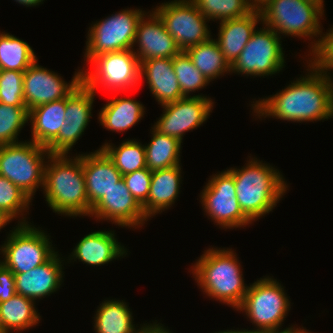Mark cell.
I'll use <instances>...</instances> for the list:
<instances>
[{
    "label": "cell",
    "instance_id": "1",
    "mask_svg": "<svg viewBox=\"0 0 333 333\" xmlns=\"http://www.w3.org/2000/svg\"><path fill=\"white\" fill-rule=\"evenodd\" d=\"M306 63L304 76L275 94L253 99L250 107L256 119L314 123L333 118V72L316 69L308 60Z\"/></svg>",
    "mask_w": 333,
    "mask_h": 333
},
{
    "label": "cell",
    "instance_id": "2",
    "mask_svg": "<svg viewBox=\"0 0 333 333\" xmlns=\"http://www.w3.org/2000/svg\"><path fill=\"white\" fill-rule=\"evenodd\" d=\"M43 194L48 207L68 217L88 216L92 210L86 191L82 158L50 154L44 167Z\"/></svg>",
    "mask_w": 333,
    "mask_h": 333
},
{
    "label": "cell",
    "instance_id": "3",
    "mask_svg": "<svg viewBox=\"0 0 333 333\" xmlns=\"http://www.w3.org/2000/svg\"><path fill=\"white\" fill-rule=\"evenodd\" d=\"M237 256L232 248L210 246L190 267V273L204 295L234 310L241 305L249 287Z\"/></svg>",
    "mask_w": 333,
    "mask_h": 333
},
{
    "label": "cell",
    "instance_id": "4",
    "mask_svg": "<svg viewBox=\"0 0 333 333\" xmlns=\"http://www.w3.org/2000/svg\"><path fill=\"white\" fill-rule=\"evenodd\" d=\"M241 168L229 167L236 198L243 213L254 223L277 206L289 186L282 172L270 163L249 156Z\"/></svg>",
    "mask_w": 333,
    "mask_h": 333
},
{
    "label": "cell",
    "instance_id": "5",
    "mask_svg": "<svg viewBox=\"0 0 333 333\" xmlns=\"http://www.w3.org/2000/svg\"><path fill=\"white\" fill-rule=\"evenodd\" d=\"M284 286L273 276H264L249 284L241 305L236 311L243 312L258 333H307L305 327L281 328L291 310L290 297ZM296 325V326H295Z\"/></svg>",
    "mask_w": 333,
    "mask_h": 333
},
{
    "label": "cell",
    "instance_id": "6",
    "mask_svg": "<svg viewBox=\"0 0 333 333\" xmlns=\"http://www.w3.org/2000/svg\"><path fill=\"white\" fill-rule=\"evenodd\" d=\"M259 10L262 23L276 31L280 37L311 41L308 44V56L317 48L323 32L320 20L324 19L325 13L319 4L306 0H269Z\"/></svg>",
    "mask_w": 333,
    "mask_h": 333
},
{
    "label": "cell",
    "instance_id": "7",
    "mask_svg": "<svg viewBox=\"0 0 333 333\" xmlns=\"http://www.w3.org/2000/svg\"><path fill=\"white\" fill-rule=\"evenodd\" d=\"M88 64L91 70L81 69V82L95 93L102 88L117 95L141 85L140 60L132 49L100 54Z\"/></svg>",
    "mask_w": 333,
    "mask_h": 333
},
{
    "label": "cell",
    "instance_id": "8",
    "mask_svg": "<svg viewBox=\"0 0 333 333\" xmlns=\"http://www.w3.org/2000/svg\"><path fill=\"white\" fill-rule=\"evenodd\" d=\"M24 141L0 145V176L33 200L37 189L43 190L44 167L50 153L44 146Z\"/></svg>",
    "mask_w": 333,
    "mask_h": 333
},
{
    "label": "cell",
    "instance_id": "9",
    "mask_svg": "<svg viewBox=\"0 0 333 333\" xmlns=\"http://www.w3.org/2000/svg\"><path fill=\"white\" fill-rule=\"evenodd\" d=\"M47 234L32 223L17 224L0 246V262L13 273H24L44 264L57 252Z\"/></svg>",
    "mask_w": 333,
    "mask_h": 333
},
{
    "label": "cell",
    "instance_id": "10",
    "mask_svg": "<svg viewBox=\"0 0 333 333\" xmlns=\"http://www.w3.org/2000/svg\"><path fill=\"white\" fill-rule=\"evenodd\" d=\"M146 13L142 9H122L90 25L84 53L85 66L103 53L133 48L138 21Z\"/></svg>",
    "mask_w": 333,
    "mask_h": 333
},
{
    "label": "cell",
    "instance_id": "11",
    "mask_svg": "<svg viewBox=\"0 0 333 333\" xmlns=\"http://www.w3.org/2000/svg\"><path fill=\"white\" fill-rule=\"evenodd\" d=\"M261 25L262 28L257 27L240 55L231 64V75L234 73L251 78H265L280 73L286 66L282 37L263 23Z\"/></svg>",
    "mask_w": 333,
    "mask_h": 333
},
{
    "label": "cell",
    "instance_id": "12",
    "mask_svg": "<svg viewBox=\"0 0 333 333\" xmlns=\"http://www.w3.org/2000/svg\"><path fill=\"white\" fill-rule=\"evenodd\" d=\"M208 179L200 192L204 214L224 230L250 226L253 222L243 213L236 198L234 176L224 170Z\"/></svg>",
    "mask_w": 333,
    "mask_h": 333
},
{
    "label": "cell",
    "instance_id": "13",
    "mask_svg": "<svg viewBox=\"0 0 333 333\" xmlns=\"http://www.w3.org/2000/svg\"><path fill=\"white\" fill-rule=\"evenodd\" d=\"M152 10L160 17L182 51L212 37L207 23L209 20L191 0H170Z\"/></svg>",
    "mask_w": 333,
    "mask_h": 333
},
{
    "label": "cell",
    "instance_id": "14",
    "mask_svg": "<svg viewBox=\"0 0 333 333\" xmlns=\"http://www.w3.org/2000/svg\"><path fill=\"white\" fill-rule=\"evenodd\" d=\"M213 100L207 95L194 94L162 105L163 113L153 127L160 133L175 137L183 143L186 132L197 129L207 121L214 108Z\"/></svg>",
    "mask_w": 333,
    "mask_h": 333
},
{
    "label": "cell",
    "instance_id": "15",
    "mask_svg": "<svg viewBox=\"0 0 333 333\" xmlns=\"http://www.w3.org/2000/svg\"><path fill=\"white\" fill-rule=\"evenodd\" d=\"M96 93L82 82L66 97L65 121L58 136L46 147L50 154H69L84 134Z\"/></svg>",
    "mask_w": 333,
    "mask_h": 333
},
{
    "label": "cell",
    "instance_id": "16",
    "mask_svg": "<svg viewBox=\"0 0 333 333\" xmlns=\"http://www.w3.org/2000/svg\"><path fill=\"white\" fill-rule=\"evenodd\" d=\"M79 68L71 82H66L58 72L39 65L38 59L32 63L23 77L24 103L28 111L39 105L66 98L81 83Z\"/></svg>",
    "mask_w": 333,
    "mask_h": 333
},
{
    "label": "cell",
    "instance_id": "17",
    "mask_svg": "<svg viewBox=\"0 0 333 333\" xmlns=\"http://www.w3.org/2000/svg\"><path fill=\"white\" fill-rule=\"evenodd\" d=\"M89 217L99 222L104 220L121 228H134V230L142 228L149 220L123 178L92 207Z\"/></svg>",
    "mask_w": 333,
    "mask_h": 333
},
{
    "label": "cell",
    "instance_id": "18",
    "mask_svg": "<svg viewBox=\"0 0 333 333\" xmlns=\"http://www.w3.org/2000/svg\"><path fill=\"white\" fill-rule=\"evenodd\" d=\"M132 51L141 61L153 58H174L182 50L166 30L160 17L151 10L138 21Z\"/></svg>",
    "mask_w": 333,
    "mask_h": 333
},
{
    "label": "cell",
    "instance_id": "19",
    "mask_svg": "<svg viewBox=\"0 0 333 333\" xmlns=\"http://www.w3.org/2000/svg\"><path fill=\"white\" fill-rule=\"evenodd\" d=\"M57 251L47 262L24 273H14L16 294L42 300L56 293L64 282L65 257ZM63 259V260H62ZM65 261V262H63Z\"/></svg>",
    "mask_w": 333,
    "mask_h": 333
},
{
    "label": "cell",
    "instance_id": "20",
    "mask_svg": "<svg viewBox=\"0 0 333 333\" xmlns=\"http://www.w3.org/2000/svg\"><path fill=\"white\" fill-rule=\"evenodd\" d=\"M126 255L128 250L117 240L114 230H99L81 238L66 261L70 263L78 260L83 264L98 267Z\"/></svg>",
    "mask_w": 333,
    "mask_h": 333
},
{
    "label": "cell",
    "instance_id": "21",
    "mask_svg": "<svg viewBox=\"0 0 333 333\" xmlns=\"http://www.w3.org/2000/svg\"><path fill=\"white\" fill-rule=\"evenodd\" d=\"M78 155L82 158L87 198L93 207L123 178V175L101 148Z\"/></svg>",
    "mask_w": 333,
    "mask_h": 333
},
{
    "label": "cell",
    "instance_id": "22",
    "mask_svg": "<svg viewBox=\"0 0 333 333\" xmlns=\"http://www.w3.org/2000/svg\"><path fill=\"white\" fill-rule=\"evenodd\" d=\"M141 83L145 79L152 97L159 105L176 102L185 96L176 78L173 58H153L140 61Z\"/></svg>",
    "mask_w": 333,
    "mask_h": 333
},
{
    "label": "cell",
    "instance_id": "23",
    "mask_svg": "<svg viewBox=\"0 0 333 333\" xmlns=\"http://www.w3.org/2000/svg\"><path fill=\"white\" fill-rule=\"evenodd\" d=\"M181 164L152 171L147 200L141 205L144 214L151 220L153 216L169 210L180 194L182 184Z\"/></svg>",
    "mask_w": 333,
    "mask_h": 333
},
{
    "label": "cell",
    "instance_id": "24",
    "mask_svg": "<svg viewBox=\"0 0 333 333\" xmlns=\"http://www.w3.org/2000/svg\"><path fill=\"white\" fill-rule=\"evenodd\" d=\"M259 22L262 23L259 9H254L240 18L219 22L218 37L215 40L230 65L240 55Z\"/></svg>",
    "mask_w": 333,
    "mask_h": 333
},
{
    "label": "cell",
    "instance_id": "25",
    "mask_svg": "<svg viewBox=\"0 0 333 333\" xmlns=\"http://www.w3.org/2000/svg\"><path fill=\"white\" fill-rule=\"evenodd\" d=\"M66 98L39 105L29 110L31 141L47 147L57 136L65 121Z\"/></svg>",
    "mask_w": 333,
    "mask_h": 333
},
{
    "label": "cell",
    "instance_id": "26",
    "mask_svg": "<svg viewBox=\"0 0 333 333\" xmlns=\"http://www.w3.org/2000/svg\"><path fill=\"white\" fill-rule=\"evenodd\" d=\"M145 107L140 101L131 98L113 96L98 114L103 128L112 132H127L144 118Z\"/></svg>",
    "mask_w": 333,
    "mask_h": 333
},
{
    "label": "cell",
    "instance_id": "27",
    "mask_svg": "<svg viewBox=\"0 0 333 333\" xmlns=\"http://www.w3.org/2000/svg\"><path fill=\"white\" fill-rule=\"evenodd\" d=\"M35 305V301L18 294L0 302V333H22L37 326L42 317Z\"/></svg>",
    "mask_w": 333,
    "mask_h": 333
},
{
    "label": "cell",
    "instance_id": "28",
    "mask_svg": "<svg viewBox=\"0 0 333 333\" xmlns=\"http://www.w3.org/2000/svg\"><path fill=\"white\" fill-rule=\"evenodd\" d=\"M96 310L95 333H139L140 328L134 324L133 313L125 300L105 299Z\"/></svg>",
    "mask_w": 333,
    "mask_h": 333
},
{
    "label": "cell",
    "instance_id": "29",
    "mask_svg": "<svg viewBox=\"0 0 333 333\" xmlns=\"http://www.w3.org/2000/svg\"><path fill=\"white\" fill-rule=\"evenodd\" d=\"M150 131L151 140L148 144H144L146 168L155 171L180 165L182 142L175 137L160 133L153 126Z\"/></svg>",
    "mask_w": 333,
    "mask_h": 333
},
{
    "label": "cell",
    "instance_id": "30",
    "mask_svg": "<svg viewBox=\"0 0 333 333\" xmlns=\"http://www.w3.org/2000/svg\"><path fill=\"white\" fill-rule=\"evenodd\" d=\"M185 52L195 67L210 82L218 79L220 76L231 74V65L225 59L218 43L213 37L198 45L189 47Z\"/></svg>",
    "mask_w": 333,
    "mask_h": 333
},
{
    "label": "cell",
    "instance_id": "31",
    "mask_svg": "<svg viewBox=\"0 0 333 333\" xmlns=\"http://www.w3.org/2000/svg\"><path fill=\"white\" fill-rule=\"evenodd\" d=\"M36 60L34 50L26 41L0 31V70L25 72Z\"/></svg>",
    "mask_w": 333,
    "mask_h": 333
},
{
    "label": "cell",
    "instance_id": "32",
    "mask_svg": "<svg viewBox=\"0 0 333 333\" xmlns=\"http://www.w3.org/2000/svg\"><path fill=\"white\" fill-rule=\"evenodd\" d=\"M112 160L122 175L146 168L145 146L137 139L123 140L117 147L113 143L105 142L100 147Z\"/></svg>",
    "mask_w": 333,
    "mask_h": 333
},
{
    "label": "cell",
    "instance_id": "33",
    "mask_svg": "<svg viewBox=\"0 0 333 333\" xmlns=\"http://www.w3.org/2000/svg\"><path fill=\"white\" fill-rule=\"evenodd\" d=\"M31 202L32 199L26 193L7 178L0 176V212L5 217L10 221L18 220V224L31 223L26 217L27 213L29 214Z\"/></svg>",
    "mask_w": 333,
    "mask_h": 333
},
{
    "label": "cell",
    "instance_id": "34",
    "mask_svg": "<svg viewBox=\"0 0 333 333\" xmlns=\"http://www.w3.org/2000/svg\"><path fill=\"white\" fill-rule=\"evenodd\" d=\"M209 21H224L246 16L254 9L247 0H191Z\"/></svg>",
    "mask_w": 333,
    "mask_h": 333
},
{
    "label": "cell",
    "instance_id": "35",
    "mask_svg": "<svg viewBox=\"0 0 333 333\" xmlns=\"http://www.w3.org/2000/svg\"><path fill=\"white\" fill-rule=\"evenodd\" d=\"M173 68L185 97H191L192 92H198L210 84V81L195 67L185 51H181L173 58Z\"/></svg>",
    "mask_w": 333,
    "mask_h": 333
},
{
    "label": "cell",
    "instance_id": "36",
    "mask_svg": "<svg viewBox=\"0 0 333 333\" xmlns=\"http://www.w3.org/2000/svg\"><path fill=\"white\" fill-rule=\"evenodd\" d=\"M26 106H12L0 103V145L21 142L19 134L29 124Z\"/></svg>",
    "mask_w": 333,
    "mask_h": 333
},
{
    "label": "cell",
    "instance_id": "37",
    "mask_svg": "<svg viewBox=\"0 0 333 333\" xmlns=\"http://www.w3.org/2000/svg\"><path fill=\"white\" fill-rule=\"evenodd\" d=\"M24 72L0 70V103L26 106L23 94Z\"/></svg>",
    "mask_w": 333,
    "mask_h": 333
},
{
    "label": "cell",
    "instance_id": "38",
    "mask_svg": "<svg viewBox=\"0 0 333 333\" xmlns=\"http://www.w3.org/2000/svg\"><path fill=\"white\" fill-rule=\"evenodd\" d=\"M306 57L303 58L316 69L333 72V25L326 32H322L317 48Z\"/></svg>",
    "mask_w": 333,
    "mask_h": 333
},
{
    "label": "cell",
    "instance_id": "39",
    "mask_svg": "<svg viewBox=\"0 0 333 333\" xmlns=\"http://www.w3.org/2000/svg\"><path fill=\"white\" fill-rule=\"evenodd\" d=\"M151 175L152 171L148 168H143L123 175V180L125 181L127 188L140 205H142L148 198Z\"/></svg>",
    "mask_w": 333,
    "mask_h": 333
},
{
    "label": "cell",
    "instance_id": "40",
    "mask_svg": "<svg viewBox=\"0 0 333 333\" xmlns=\"http://www.w3.org/2000/svg\"><path fill=\"white\" fill-rule=\"evenodd\" d=\"M16 294L14 273L0 262V302Z\"/></svg>",
    "mask_w": 333,
    "mask_h": 333
},
{
    "label": "cell",
    "instance_id": "41",
    "mask_svg": "<svg viewBox=\"0 0 333 333\" xmlns=\"http://www.w3.org/2000/svg\"><path fill=\"white\" fill-rule=\"evenodd\" d=\"M139 328V333H173L167 327H164L163 324L158 323L157 320L153 323L140 324Z\"/></svg>",
    "mask_w": 333,
    "mask_h": 333
},
{
    "label": "cell",
    "instance_id": "42",
    "mask_svg": "<svg viewBox=\"0 0 333 333\" xmlns=\"http://www.w3.org/2000/svg\"><path fill=\"white\" fill-rule=\"evenodd\" d=\"M14 1L25 7H36L39 6L40 4H43V1L45 0H14Z\"/></svg>",
    "mask_w": 333,
    "mask_h": 333
},
{
    "label": "cell",
    "instance_id": "43",
    "mask_svg": "<svg viewBox=\"0 0 333 333\" xmlns=\"http://www.w3.org/2000/svg\"><path fill=\"white\" fill-rule=\"evenodd\" d=\"M214 333H258V332H256L254 329L252 330H248V329H240L239 330V328H237L236 330H234V329H231V330H223V331H216V332H214Z\"/></svg>",
    "mask_w": 333,
    "mask_h": 333
},
{
    "label": "cell",
    "instance_id": "44",
    "mask_svg": "<svg viewBox=\"0 0 333 333\" xmlns=\"http://www.w3.org/2000/svg\"><path fill=\"white\" fill-rule=\"evenodd\" d=\"M247 1L253 7V9H260L269 0H247Z\"/></svg>",
    "mask_w": 333,
    "mask_h": 333
},
{
    "label": "cell",
    "instance_id": "45",
    "mask_svg": "<svg viewBox=\"0 0 333 333\" xmlns=\"http://www.w3.org/2000/svg\"><path fill=\"white\" fill-rule=\"evenodd\" d=\"M10 220L5 217L1 212H0V231L2 228H4L7 224H10Z\"/></svg>",
    "mask_w": 333,
    "mask_h": 333
},
{
    "label": "cell",
    "instance_id": "46",
    "mask_svg": "<svg viewBox=\"0 0 333 333\" xmlns=\"http://www.w3.org/2000/svg\"><path fill=\"white\" fill-rule=\"evenodd\" d=\"M306 1L317 3L324 9V2H325L324 0H306Z\"/></svg>",
    "mask_w": 333,
    "mask_h": 333
}]
</instances>
